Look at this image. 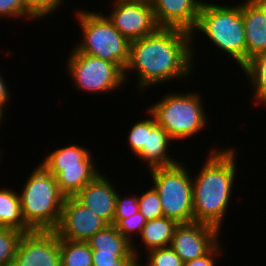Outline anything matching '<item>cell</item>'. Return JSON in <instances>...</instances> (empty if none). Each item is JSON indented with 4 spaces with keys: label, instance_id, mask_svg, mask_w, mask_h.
I'll use <instances>...</instances> for the list:
<instances>
[{
    "label": "cell",
    "instance_id": "obj_1",
    "mask_svg": "<svg viewBox=\"0 0 266 266\" xmlns=\"http://www.w3.org/2000/svg\"><path fill=\"white\" fill-rule=\"evenodd\" d=\"M192 50L191 32L161 27L153 34L130 42L129 62L124 70L125 81L136 71L135 84L140 94L151 89V86L174 79L187 82L196 67L193 65L197 63Z\"/></svg>",
    "mask_w": 266,
    "mask_h": 266
},
{
    "label": "cell",
    "instance_id": "obj_2",
    "mask_svg": "<svg viewBox=\"0 0 266 266\" xmlns=\"http://www.w3.org/2000/svg\"><path fill=\"white\" fill-rule=\"evenodd\" d=\"M236 148H214L193 181V222L204 223L222 231L223 218L230 207L237 180ZM196 176V177H195Z\"/></svg>",
    "mask_w": 266,
    "mask_h": 266
},
{
    "label": "cell",
    "instance_id": "obj_3",
    "mask_svg": "<svg viewBox=\"0 0 266 266\" xmlns=\"http://www.w3.org/2000/svg\"><path fill=\"white\" fill-rule=\"evenodd\" d=\"M195 32V33H194ZM197 32V33H196ZM206 36L218 52L235 61L241 69L246 64V37L242 18L241 3L234 6L206 2L202 3L199 18L192 31V55L195 59L194 40L196 35Z\"/></svg>",
    "mask_w": 266,
    "mask_h": 266
},
{
    "label": "cell",
    "instance_id": "obj_4",
    "mask_svg": "<svg viewBox=\"0 0 266 266\" xmlns=\"http://www.w3.org/2000/svg\"><path fill=\"white\" fill-rule=\"evenodd\" d=\"M22 217L31 230L54 231L60 221L65 196L56 177L40 163L19 192Z\"/></svg>",
    "mask_w": 266,
    "mask_h": 266
},
{
    "label": "cell",
    "instance_id": "obj_5",
    "mask_svg": "<svg viewBox=\"0 0 266 266\" xmlns=\"http://www.w3.org/2000/svg\"><path fill=\"white\" fill-rule=\"evenodd\" d=\"M74 12L82 39L73 49L118 64L125 70L129 62L130 42L114 27L105 13L102 10L95 12L82 8Z\"/></svg>",
    "mask_w": 266,
    "mask_h": 266
},
{
    "label": "cell",
    "instance_id": "obj_6",
    "mask_svg": "<svg viewBox=\"0 0 266 266\" xmlns=\"http://www.w3.org/2000/svg\"><path fill=\"white\" fill-rule=\"evenodd\" d=\"M189 92L168 93L148 107L157 124L175 141L192 139L209 125L201 93Z\"/></svg>",
    "mask_w": 266,
    "mask_h": 266
},
{
    "label": "cell",
    "instance_id": "obj_7",
    "mask_svg": "<svg viewBox=\"0 0 266 266\" xmlns=\"http://www.w3.org/2000/svg\"><path fill=\"white\" fill-rule=\"evenodd\" d=\"M40 164L56 177L65 197L75 196L100 173L91 151L78 144L53 149Z\"/></svg>",
    "mask_w": 266,
    "mask_h": 266
},
{
    "label": "cell",
    "instance_id": "obj_8",
    "mask_svg": "<svg viewBox=\"0 0 266 266\" xmlns=\"http://www.w3.org/2000/svg\"><path fill=\"white\" fill-rule=\"evenodd\" d=\"M188 170L183 162L148 170L164 216L179 224L193 222V181Z\"/></svg>",
    "mask_w": 266,
    "mask_h": 266
},
{
    "label": "cell",
    "instance_id": "obj_9",
    "mask_svg": "<svg viewBox=\"0 0 266 266\" xmlns=\"http://www.w3.org/2000/svg\"><path fill=\"white\" fill-rule=\"evenodd\" d=\"M70 54V55H69ZM67 54L66 71L72 78L75 88L92 94H108L122 89L125 82L124 69L89 54L76 52Z\"/></svg>",
    "mask_w": 266,
    "mask_h": 266
},
{
    "label": "cell",
    "instance_id": "obj_10",
    "mask_svg": "<svg viewBox=\"0 0 266 266\" xmlns=\"http://www.w3.org/2000/svg\"><path fill=\"white\" fill-rule=\"evenodd\" d=\"M112 5L110 14L106 16L129 42L153 34L161 28L149 3L114 1Z\"/></svg>",
    "mask_w": 266,
    "mask_h": 266
},
{
    "label": "cell",
    "instance_id": "obj_11",
    "mask_svg": "<svg viewBox=\"0 0 266 266\" xmlns=\"http://www.w3.org/2000/svg\"><path fill=\"white\" fill-rule=\"evenodd\" d=\"M12 266H61L57 233L42 230L23 233Z\"/></svg>",
    "mask_w": 266,
    "mask_h": 266
},
{
    "label": "cell",
    "instance_id": "obj_12",
    "mask_svg": "<svg viewBox=\"0 0 266 266\" xmlns=\"http://www.w3.org/2000/svg\"><path fill=\"white\" fill-rule=\"evenodd\" d=\"M107 225L102 218L71 196L64 199L60 221L54 231L61 239L86 242Z\"/></svg>",
    "mask_w": 266,
    "mask_h": 266
},
{
    "label": "cell",
    "instance_id": "obj_13",
    "mask_svg": "<svg viewBox=\"0 0 266 266\" xmlns=\"http://www.w3.org/2000/svg\"><path fill=\"white\" fill-rule=\"evenodd\" d=\"M220 233L204 223H181L176 227L170 247L185 263L205 255L220 240Z\"/></svg>",
    "mask_w": 266,
    "mask_h": 266
},
{
    "label": "cell",
    "instance_id": "obj_14",
    "mask_svg": "<svg viewBox=\"0 0 266 266\" xmlns=\"http://www.w3.org/2000/svg\"><path fill=\"white\" fill-rule=\"evenodd\" d=\"M106 174L100 172L91 182L82 188L74 197L108 225H113L116 211V190Z\"/></svg>",
    "mask_w": 266,
    "mask_h": 266
},
{
    "label": "cell",
    "instance_id": "obj_15",
    "mask_svg": "<svg viewBox=\"0 0 266 266\" xmlns=\"http://www.w3.org/2000/svg\"><path fill=\"white\" fill-rule=\"evenodd\" d=\"M204 0H155L151 6L158 24L191 32L195 29Z\"/></svg>",
    "mask_w": 266,
    "mask_h": 266
},
{
    "label": "cell",
    "instance_id": "obj_16",
    "mask_svg": "<svg viewBox=\"0 0 266 266\" xmlns=\"http://www.w3.org/2000/svg\"><path fill=\"white\" fill-rule=\"evenodd\" d=\"M147 139L146 146L135 156L145 162L147 168L153 169L175 165L181 161L170 155V145L175 140L157 124L154 115L147 109ZM173 158V159H172Z\"/></svg>",
    "mask_w": 266,
    "mask_h": 266
},
{
    "label": "cell",
    "instance_id": "obj_17",
    "mask_svg": "<svg viewBox=\"0 0 266 266\" xmlns=\"http://www.w3.org/2000/svg\"><path fill=\"white\" fill-rule=\"evenodd\" d=\"M246 37V63L256 54L266 51V0L241 2Z\"/></svg>",
    "mask_w": 266,
    "mask_h": 266
},
{
    "label": "cell",
    "instance_id": "obj_18",
    "mask_svg": "<svg viewBox=\"0 0 266 266\" xmlns=\"http://www.w3.org/2000/svg\"><path fill=\"white\" fill-rule=\"evenodd\" d=\"M178 225L177 221L165 216L146 221L139 235L145 252L155 248L169 247Z\"/></svg>",
    "mask_w": 266,
    "mask_h": 266
},
{
    "label": "cell",
    "instance_id": "obj_19",
    "mask_svg": "<svg viewBox=\"0 0 266 266\" xmlns=\"http://www.w3.org/2000/svg\"><path fill=\"white\" fill-rule=\"evenodd\" d=\"M0 227L13 228L23 233L32 231L22 217L19 193L11 187H0Z\"/></svg>",
    "mask_w": 266,
    "mask_h": 266
},
{
    "label": "cell",
    "instance_id": "obj_20",
    "mask_svg": "<svg viewBox=\"0 0 266 266\" xmlns=\"http://www.w3.org/2000/svg\"><path fill=\"white\" fill-rule=\"evenodd\" d=\"M86 242L92 253L135 254L132 250V244L114 225H107Z\"/></svg>",
    "mask_w": 266,
    "mask_h": 266
},
{
    "label": "cell",
    "instance_id": "obj_21",
    "mask_svg": "<svg viewBox=\"0 0 266 266\" xmlns=\"http://www.w3.org/2000/svg\"><path fill=\"white\" fill-rule=\"evenodd\" d=\"M241 69L252 85L253 105H266V51L256 54Z\"/></svg>",
    "mask_w": 266,
    "mask_h": 266
},
{
    "label": "cell",
    "instance_id": "obj_22",
    "mask_svg": "<svg viewBox=\"0 0 266 266\" xmlns=\"http://www.w3.org/2000/svg\"><path fill=\"white\" fill-rule=\"evenodd\" d=\"M61 266H93L92 250L87 242L59 238Z\"/></svg>",
    "mask_w": 266,
    "mask_h": 266
},
{
    "label": "cell",
    "instance_id": "obj_23",
    "mask_svg": "<svg viewBox=\"0 0 266 266\" xmlns=\"http://www.w3.org/2000/svg\"><path fill=\"white\" fill-rule=\"evenodd\" d=\"M23 235L13 228L0 227V265L12 266L19 241Z\"/></svg>",
    "mask_w": 266,
    "mask_h": 266
},
{
    "label": "cell",
    "instance_id": "obj_24",
    "mask_svg": "<svg viewBox=\"0 0 266 266\" xmlns=\"http://www.w3.org/2000/svg\"><path fill=\"white\" fill-rule=\"evenodd\" d=\"M145 223L146 220L144 216L140 212H138L128 218L120 219L114 225L116 229L132 244V250L139 259L142 255H139L141 254L139 252V248L134 245V237L141 234Z\"/></svg>",
    "mask_w": 266,
    "mask_h": 266
},
{
    "label": "cell",
    "instance_id": "obj_25",
    "mask_svg": "<svg viewBox=\"0 0 266 266\" xmlns=\"http://www.w3.org/2000/svg\"><path fill=\"white\" fill-rule=\"evenodd\" d=\"M146 254V262L143 265V258H140L139 266H184L182 259L170 246L151 249Z\"/></svg>",
    "mask_w": 266,
    "mask_h": 266
},
{
    "label": "cell",
    "instance_id": "obj_26",
    "mask_svg": "<svg viewBox=\"0 0 266 266\" xmlns=\"http://www.w3.org/2000/svg\"><path fill=\"white\" fill-rule=\"evenodd\" d=\"M138 206L146 221L164 216L159 194L153 186L138 195Z\"/></svg>",
    "mask_w": 266,
    "mask_h": 266
},
{
    "label": "cell",
    "instance_id": "obj_27",
    "mask_svg": "<svg viewBox=\"0 0 266 266\" xmlns=\"http://www.w3.org/2000/svg\"><path fill=\"white\" fill-rule=\"evenodd\" d=\"M0 19H28L38 18L25 6L23 0H0Z\"/></svg>",
    "mask_w": 266,
    "mask_h": 266
},
{
    "label": "cell",
    "instance_id": "obj_28",
    "mask_svg": "<svg viewBox=\"0 0 266 266\" xmlns=\"http://www.w3.org/2000/svg\"><path fill=\"white\" fill-rule=\"evenodd\" d=\"M139 212L138 195H126L125 197L121 193H117L116 199V211L113 219V225H115L120 219L128 218Z\"/></svg>",
    "mask_w": 266,
    "mask_h": 266
},
{
    "label": "cell",
    "instance_id": "obj_29",
    "mask_svg": "<svg viewBox=\"0 0 266 266\" xmlns=\"http://www.w3.org/2000/svg\"><path fill=\"white\" fill-rule=\"evenodd\" d=\"M93 266L99 265H139L135 254L92 253Z\"/></svg>",
    "mask_w": 266,
    "mask_h": 266
},
{
    "label": "cell",
    "instance_id": "obj_30",
    "mask_svg": "<svg viewBox=\"0 0 266 266\" xmlns=\"http://www.w3.org/2000/svg\"><path fill=\"white\" fill-rule=\"evenodd\" d=\"M147 139V118L138 120L129 130L128 144L132 153L136 156L146 146Z\"/></svg>",
    "mask_w": 266,
    "mask_h": 266
},
{
    "label": "cell",
    "instance_id": "obj_31",
    "mask_svg": "<svg viewBox=\"0 0 266 266\" xmlns=\"http://www.w3.org/2000/svg\"><path fill=\"white\" fill-rule=\"evenodd\" d=\"M25 6L39 19L57 12L64 0H23ZM46 16V17H45Z\"/></svg>",
    "mask_w": 266,
    "mask_h": 266
},
{
    "label": "cell",
    "instance_id": "obj_32",
    "mask_svg": "<svg viewBox=\"0 0 266 266\" xmlns=\"http://www.w3.org/2000/svg\"><path fill=\"white\" fill-rule=\"evenodd\" d=\"M219 240L205 255L197 257L192 261L184 263V266H216V257L223 254L221 243Z\"/></svg>",
    "mask_w": 266,
    "mask_h": 266
},
{
    "label": "cell",
    "instance_id": "obj_33",
    "mask_svg": "<svg viewBox=\"0 0 266 266\" xmlns=\"http://www.w3.org/2000/svg\"><path fill=\"white\" fill-rule=\"evenodd\" d=\"M2 72L0 73V106L4 109L6 107V104H9L10 98H11V93L9 92L10 89L7 87L6 81H4L5 78H3Z\"/></svg>",
    "mask_w": 266,
    "mask_h": 266
},
{
    "label": "cell",
    "instance_id": "obj_34",
    "mask_svg": "<svg viewBox=\"0 0 266 266\" xmlns=\"http://www.w3.org/2000/svg\"><path fill=\"white\" fill-rule=\"evenodd\" d=\"M4 109L0 106V126H1V123L3 122V120L2 119H4L3 117H4Z\"/></svg>",
    "mask_w": 266,
    "mask_h": 266
},
{
    "label": "cell",
    "instance_id": "obj_35",
    "mask_svg": "<svg viewBox=\"0 0 266 266\" xmlns=\"http://www.w3.org/2000/svg\"><path fill=\"white\" fill-rule=\"evenodd\" d=\"M113 1H137L141 3H147V0H113Z\"/></svg>",
    "mask_w": 266,
    "mask_h": 266
},
{
    "label": "cell",
    "instance_id": "obj_36",
    "mask_svg": "<svg viewBox=\"0 0 266 266\" xmlns=\"http://www.w3.org/2000/svg\"><path fill=\"white\" fill-rule=\"evenodd\" d=\"M99 266H139V265H99Z\"/></svg>",
    "mask_w": 266,
    "mask_h": 266
},
{
    "label": "cell",
    "instance_id": "obj_37",
    "mask_svg": "<svg viewBox=\"0 0 266 266\" xmlns=\"http://www.w3.org/2000/svg\"><path fill=\"white\" fill-rule=\"evenodd\" d=\"M1 150H3V149H0V162L2 161L1 159H2V157H3V151H1ZM2 156V157H1ZM1 164V163H0Z\"/></svg>",
    "mask_w": 266,
    "mask_h": 266
},
{
    "label": "cell",
    "instance_id": "obj_38",
    "mask_svg": "<svg viewBox=\"0 0 266 266\" xmlns=\"http://www.w3.org/2000/svg\"><path fill=\"white\" fill-rule=\"evenodd\" d=\"M155 0H147V3L152 4Z\"/></svg>",
    "mask_w": 266,
    "mask_h": 266
}]
</instances>
